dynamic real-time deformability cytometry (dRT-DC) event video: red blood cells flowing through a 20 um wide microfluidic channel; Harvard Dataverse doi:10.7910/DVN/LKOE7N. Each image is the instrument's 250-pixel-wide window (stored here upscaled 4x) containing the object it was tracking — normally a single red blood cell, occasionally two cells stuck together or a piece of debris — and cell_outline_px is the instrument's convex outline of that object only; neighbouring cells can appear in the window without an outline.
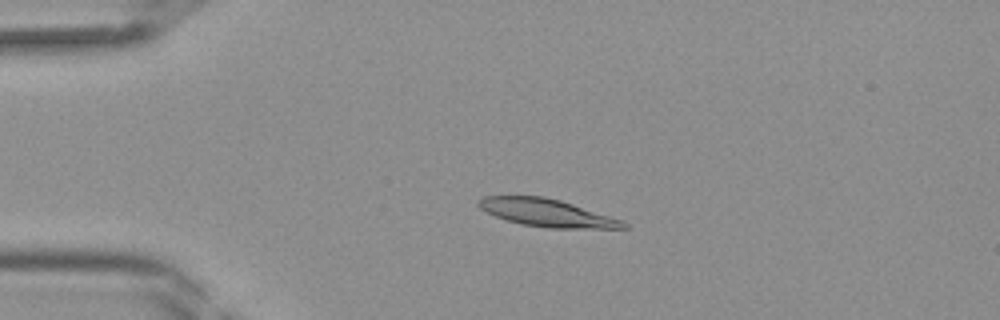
{"species": "Egyptian fruit bat (a non-hibernating species)", "species_latin": "Rousettus aegyptiacus", "temperature_condition": "room temperature", "stored_images_in_passage": 43, "camera_frame_rate_fps": 3000, "um_per_image_px": 0.085, "frame": {"image": 1, "passage_image": 10, "time_ms": 3.0, "image_size_px": [1000, 320], "cell_outline_px": [[628, 228], [548, 228], [520, 224], [496, 216], [480, 208], [476, 204], [476, 200], [484, 196], [544, 196], [560, 200], [624, 220], [628, 224]], "centroid_in_image_um": [46.5, 18.09], "position_along_channel_um": 38.5, "area_um2": 23.29}}
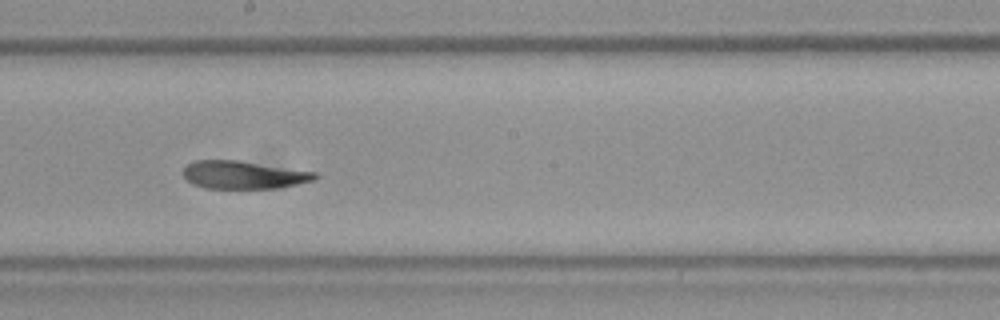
{"frame": {"image": 2, "passage_image": 24, "time_ms": 7.667, "image_size_px": [1000, 320], "cell_outline_px": [[320, 176], [316, 180], [276, 188], [204, 188], [192, 184], [184, 176], [184, 168], [188, 164], [196, 160], [240, 160], [316, 172]], "centroid_in_image_um": [20.73, 14.86], "position_along_channel_um": 227.5, "area_um2": 21.44}}
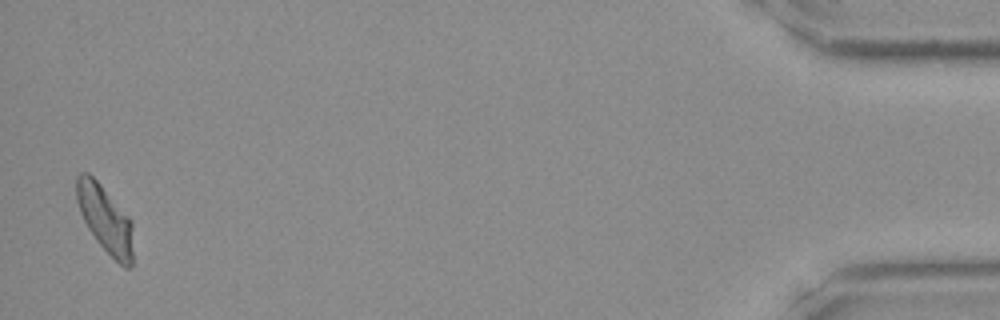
{"frame": {"image": 3, "passage_image": 42, "time_ms": 13.667, "image_size_px": [1000, 320], "cell_outline_px": [[132, 268], [124, 268], [96, 240], [88, 228], [80, 212], [76, 200], [76, 176], [80, 172], [88, 172], [100, 184], [132, 220]], "centroid_in_image_um": [8.93, 18.61], "position_along_channel_um": 426.3, "area_um2": 21.96}}